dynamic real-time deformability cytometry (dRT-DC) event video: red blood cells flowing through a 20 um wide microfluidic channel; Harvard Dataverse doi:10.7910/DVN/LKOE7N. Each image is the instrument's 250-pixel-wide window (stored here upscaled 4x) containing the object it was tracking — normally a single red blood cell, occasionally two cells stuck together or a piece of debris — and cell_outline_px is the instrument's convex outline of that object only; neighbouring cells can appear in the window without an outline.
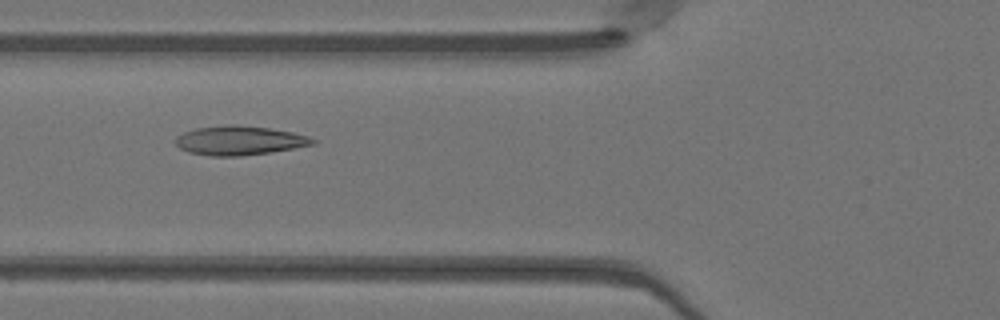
{"species": "Egyptian fruit bat (a non-hibernating species)", "species_latin": "Rousettus aegyptiacus", "temperature_condition": "warm", "stored_images_in_passage": 50, "camera_frame_rate_fps": 3000, "um_per_image_px": 0.085, "animal": {"sex": "female"}, "frame": {"image": 1, "passage_image": 19, "time_ms": 6.0, "image_size_px": [1000, 320], "cell_outline_px": [[320, 140], [316, 144], [268, 152], [240, 156], [212, 156], [188, 152], [180, 148], [176, 144], [176, 136], [184, 132], [196, 128], [232, 124], [268, 128], [292, 132], [308, 136]], "centroid_in_image_um": [20.37, 11.94], "position_along_channel_um": 105.4, "area_um2": 23.18}}
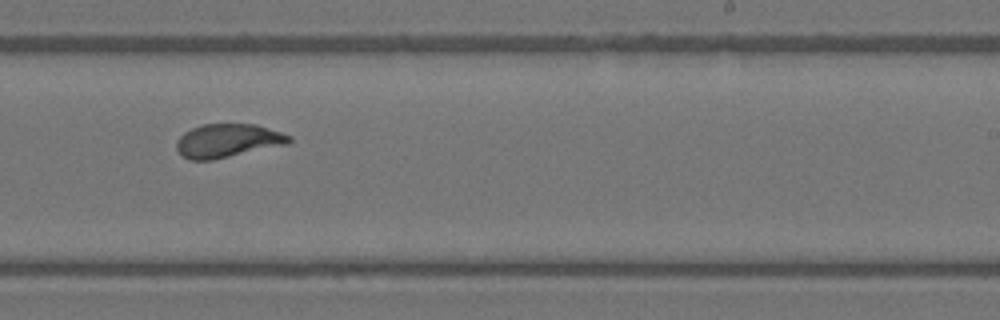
{"frame": {"image": 2, "passage_image": 31, "time_ms": 10.0, "image_size_px": [1000, 320], "cell_outline_px": [[292, 140], [288, 144], [212, 160], [188, 160], [176, 148], [176, 140], [184, 132], [192, 128], [204, 124], [256, 124], [292, 136]], "centroid_in_image_um": [19.35, 11.96], "position_along_channel_um": 269.6, "area_um2": 21.96}}
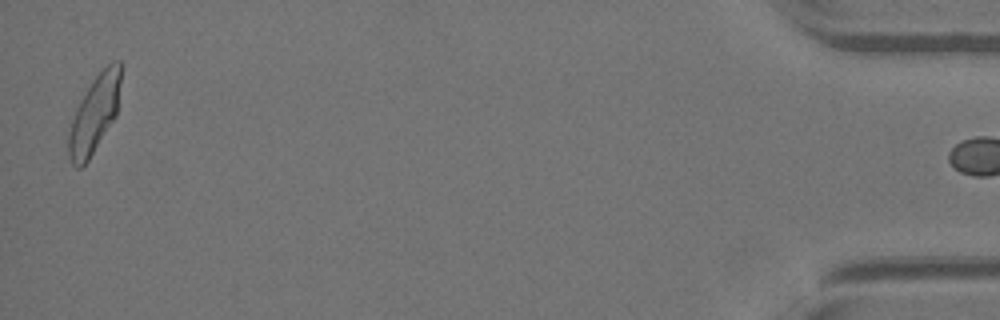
{"frame": {"image": 3, "passage_image": 49, "time_ms": 16.0, "image_size_px": [1000, 320], "cell_outline_px": [[120, 80], [116, 116], [88, 160], [80, 168], [76, 168], [72, 164], [68, 156], [68, 132], [76, 108], [84, 92], [92, 80], [112, 60], [120, 60]], "centroid_in_image_um": [8.0, 9.71], "position_along_channel_um": 427.2, "area_um2": 23.24}, "authors_computed_cell_mechanics": {"area_um2": 22.8021, "velocity_mm_per_s": 4.1058, "shape_relaxation_time_tau1_ms": 2.875, "shape_relaxation_time_tau2_ms": 0.6691, "deformation_change_tau1": 0.1476, "deformation_change_tau2": 0.0765}}